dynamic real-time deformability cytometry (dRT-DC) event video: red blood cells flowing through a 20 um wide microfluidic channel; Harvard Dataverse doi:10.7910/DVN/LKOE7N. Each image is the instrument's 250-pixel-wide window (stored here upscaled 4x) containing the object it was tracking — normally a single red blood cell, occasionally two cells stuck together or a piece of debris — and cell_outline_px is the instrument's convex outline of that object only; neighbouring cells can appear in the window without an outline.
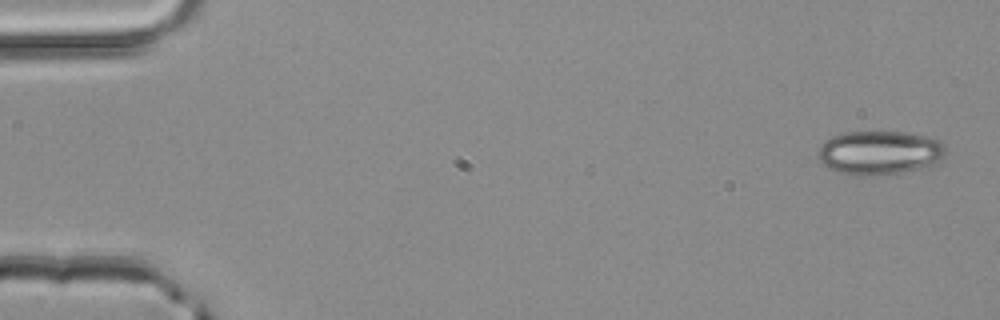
{"species": "common noctule bat (a hibernating species)", "species_latin": "Nyctalus noctula", "temperature_condition": "room temperature", "stored_images_in_passage": 3, "camera_frame_rate_fps": 3000, "um_per_image_px": 0.085, "animal": {"sex": "male", "body_mass_g": 20.4}, "frame": {"image": 1, "passage_image": 1, "time_ms": 0.0, "image_size_px": [1000, 320], "cell_outline_px": [[944, 156], [936, 164], [904, 172], [876, 176], [860, 176], [840, 172], [828, 168], [816, 156], [816, 152], [820, 144], [824, 140], [832, 136], [844, 132], [904, 132], [924, 136], [940, 140], [944, 144]], "centroid_in_image_um": [74.72, 12.98], "position_along_channel_um": 10.3, "area_um2": 32.95}}